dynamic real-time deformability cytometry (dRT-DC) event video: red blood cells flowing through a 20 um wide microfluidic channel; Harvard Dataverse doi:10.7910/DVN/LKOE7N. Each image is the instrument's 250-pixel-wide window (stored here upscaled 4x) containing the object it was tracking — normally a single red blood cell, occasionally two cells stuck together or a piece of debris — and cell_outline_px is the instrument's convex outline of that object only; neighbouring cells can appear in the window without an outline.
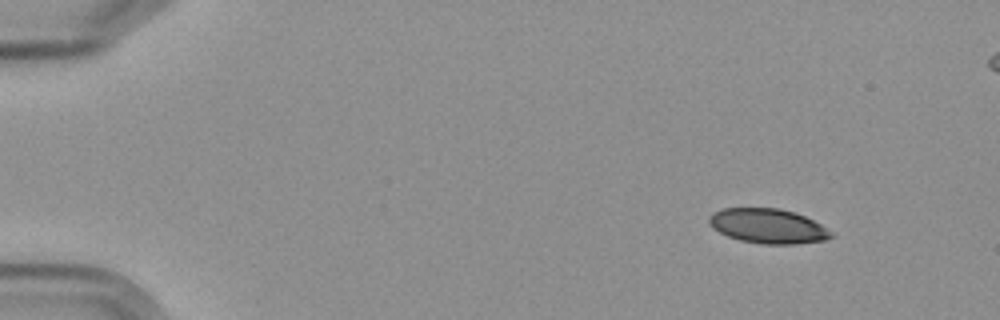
{"species": "Egyptian fruit bat (a non-hibernating species)", "species_latin": "Rousettus aegyptiacus", "temperature_condition": "cold", "stored_images_in_passage": 15, "segment_of_instrument_passage": [1, 2], "camera_frame_rate_fps": 3000, "um_per_image_px": 0.085, "frame": {"image": 1, "passage_image": 1, "time_ms": 0.0, "image_size_px": [1000, 320], "cell_outline_px": [[836, 236], [824, 240], [796, 244], [764, 244], [740, 240], [728, 236], [712, 228], [708, 224], [708, 216], [712, 212], [724, 208], [780, 208], [804, 216], [820, 224], [832, 232]], "centroid_in_image_um": [65.25, 19.21], "position_along_channel_um": 19.8, "area_um2": 24.68}}
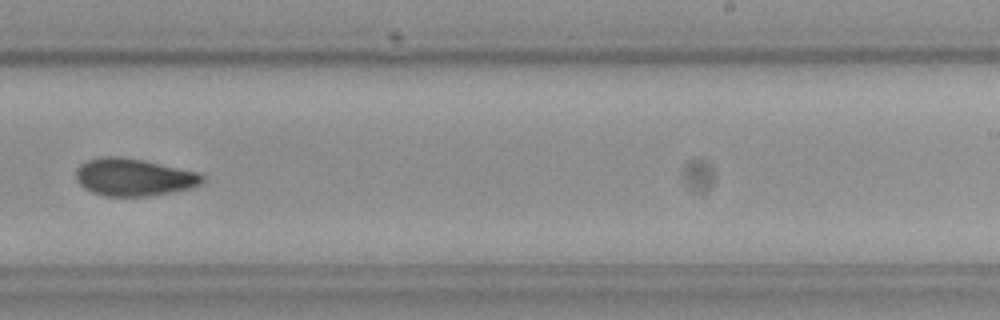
{"frame": {"image": 2, "passage_image": 9, "time_ms": 10.333, "image_size_px": [1000, 320], "cell_outline_px": [[204, 180], [200, 184], [192, 188], [172, 192], [148, 196], [104, 196], [92, 192], [84, 188], [76, 180], [76, 168], [80, 164], [88, 160], [104, 156], [120, 156], [200, 172], [204, 176]], "centroid_in_image_um": [11.36, 15.07], "position_along_channel_um": 277.6, "area_um2": 27.57}}
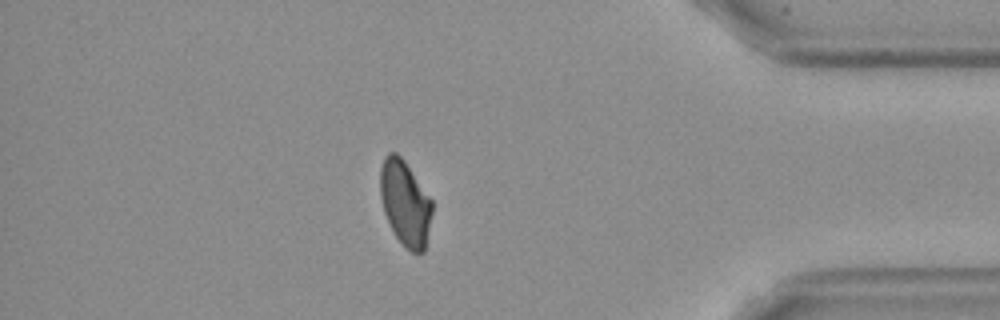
{"frame": {"image": 3, "passage_image": 13, "time_ms": 14.667, "image_size_px": [1000, 320], "cell_outline_px": [[432, 212], [424, 252], [412, 252], [396, 236], [384, 212], [380, 196], [380, 168], [384, 156], [388, 152], [396, 152], [404, 160], [432, 200]], "centroid_in_image_um": [34.42, 17.21], "position_along_channel_um": 400.8, "area_um2": 25.43}}